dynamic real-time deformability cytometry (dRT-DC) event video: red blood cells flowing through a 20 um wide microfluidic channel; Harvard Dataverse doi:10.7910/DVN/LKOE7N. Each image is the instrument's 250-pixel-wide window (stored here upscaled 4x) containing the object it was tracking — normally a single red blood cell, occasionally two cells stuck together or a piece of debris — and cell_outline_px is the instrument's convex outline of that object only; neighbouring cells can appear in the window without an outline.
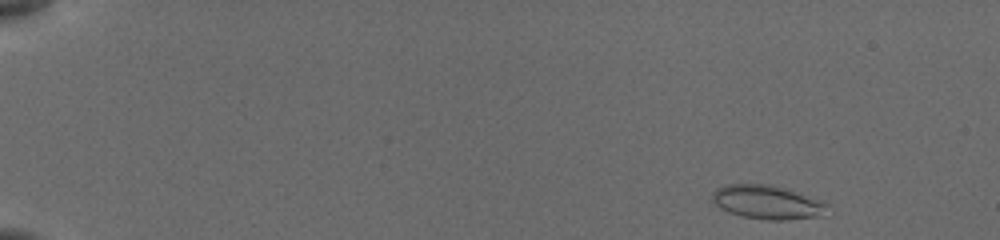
{"species": "common noctule bat (a hibernating species)", "species_latin": "Nyctalus noctula", "temperature_condition": "cold", "stored_images_in_passage": 9, "camera_frame_rate_fps": 3000, "um_per_image_px": 0.085, "animal": {"sex": "female", "body_mass_g": 19.5, "forearm_length_mm": 54.1}, "frame": {"image": 1, "passage_image": 1, "time_ms": 0.0, "image_size_px": [1000, 240], "cell_outline_px": [[832, 216], [784, 220], [764, 220], [740, 216], [728, 212], [720, 208], [712, 200], [712, 192], [716, 188], [724, 184], [772, 184], [784, 188], [828, 204]], "centroid_in_image_um": [65.26, 17.21], "position_along_channel_um": 19.7, "area_um2": 23.12}}
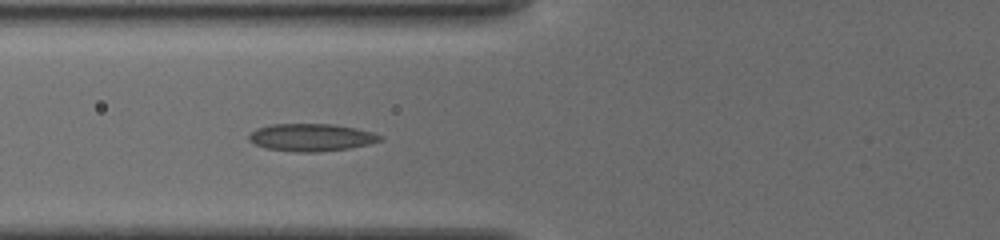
{"frame": {"image": 2, "passage_image": 9, "time_ms": 5.667, "image_size_px": [1000, 240], "cell_outline_px": [[384, 140], [368, 144], [348, 148], [320, 152], [292, 152], [264, 148], [252, 144], [248, 140], [248, 136], [256, 128], [272, 124], [332, 124], [356, 128], [372, 132], [384, 136]], "centroid_in_image_um": [26.44, 11.69], "position_along_channel_um": 99.4, "area_um2": 21.27}}